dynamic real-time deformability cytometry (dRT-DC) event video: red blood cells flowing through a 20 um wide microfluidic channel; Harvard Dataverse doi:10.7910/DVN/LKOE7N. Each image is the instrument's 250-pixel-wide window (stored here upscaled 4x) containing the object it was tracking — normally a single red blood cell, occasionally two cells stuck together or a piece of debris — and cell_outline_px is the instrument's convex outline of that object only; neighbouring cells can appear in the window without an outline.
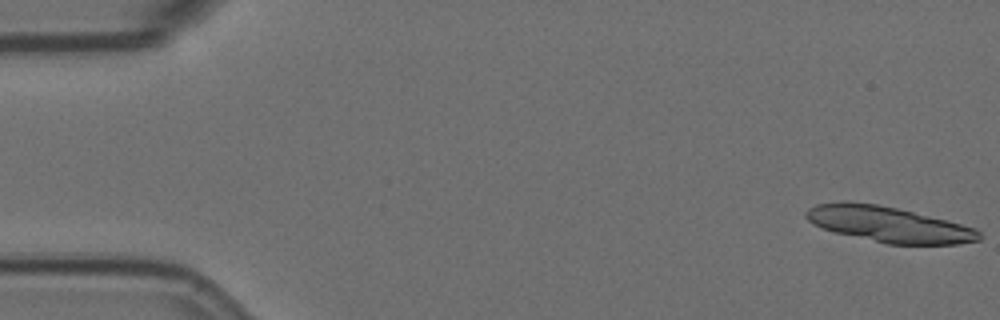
{"species": "Egyptian fruit bat (a non-hibernating species)", "species_latin": "Rousettus aegyptiacus", "temperature_condition": "room temperature", "stored_images_in_passage": 3, "camera_frame_rate_fps": 3000, "um_per_image_px": 0.085, "animal": {"sex": "female"}, "frame": {"image": 1, "passage_image": 1, "time_ms": 0.0, "image_size_px": [1000, 320], "cell_outline_px": [[980, 240], [956, 244], [888, 244], [836, 232], [812, 224], [804, 216], [804, 212], [808, 208], [816, 204], [840, 200], [852, 200], [880, 204], [948, 220], [976, 228], [980, 232]], "centroid_in_image_um": [75.49, 19.04], "position_along_channel_um": 9.5, "area_um2": 36.18}}